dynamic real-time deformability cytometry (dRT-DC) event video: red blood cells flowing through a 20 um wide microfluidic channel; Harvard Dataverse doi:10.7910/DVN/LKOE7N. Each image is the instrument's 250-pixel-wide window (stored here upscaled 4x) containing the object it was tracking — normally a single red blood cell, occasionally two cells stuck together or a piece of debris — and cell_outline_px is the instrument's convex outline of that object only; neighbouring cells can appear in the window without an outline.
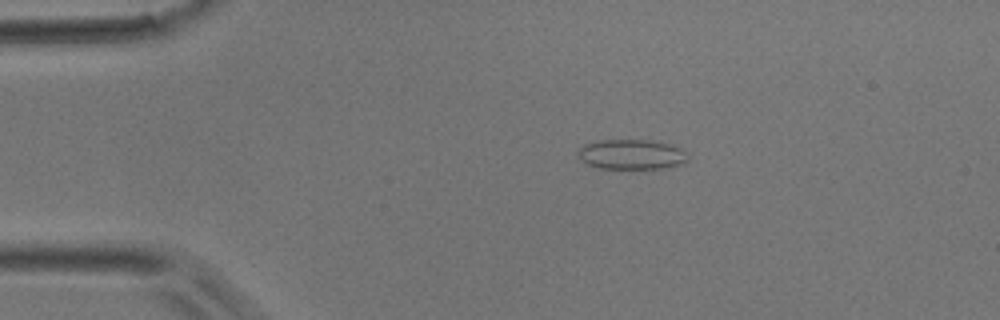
{"species": "common noctule bat (a hibernating species)", "species_latin": "Nyctalus noctula", "temperature_condition": "room temperature", "stored_images_in_passage": 3, "camera_frame_rate_fps": 3000, "um_per_image_px": 0.085, "animal": {"sex": "male", "body_mass_g": 17.9}, "frame": {"image": 1, "passage_image": 2, "time_ms": 0.333, "image_size_px": [1000, 320], "cell_outline_px": [[688, 160], [684, 164], [664, 168], [600, 168], [588, 164], [576, 152], [576, 148], [584, 144], [604, 140], [652, 140], [672, 144], [680, 148], [688, 156]], "centroid_in_image_um": [53.71, 13.11], "position_along_channel_um": 31.3, "area_um2": 19.19}}